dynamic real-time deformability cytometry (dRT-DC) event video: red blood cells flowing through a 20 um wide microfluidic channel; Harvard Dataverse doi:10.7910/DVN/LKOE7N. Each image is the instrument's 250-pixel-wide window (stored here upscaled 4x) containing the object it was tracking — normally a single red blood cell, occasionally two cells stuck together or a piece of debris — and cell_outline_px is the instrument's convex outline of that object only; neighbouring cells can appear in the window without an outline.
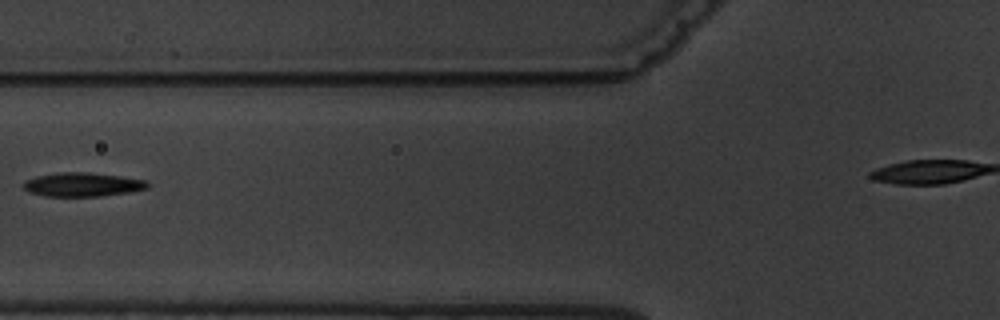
{"species": "common noctule bat (a hibernating species)", "species_latin": "Nyctalus noctula", "temperature_condition": "warm", "stored_images_in_passage": 2, "camera_frame_rate_fps": 3000, "um_per_image_px": 0.085, "animal": {"sex": "male", "body_mass_g": 19.5, "forearm_length_mm": 54.6}, "frame": {"image": 1, "passage_image": 2, "time_ms": 1.333, "image_size_px": [1000, 320], "cell_outline_px": [[148, 188], [128, 192], [100, 196], [44, 196], [28, 192], [24, 188], [24, 180], [36, 176], [56, 172], [88, 172], [120, 176], [144, 180], [148, 184]], "centroid_in_image_um": [6.95, 15.68], "position_along_channel_um": 118.8, "area_um2": 17.22}}